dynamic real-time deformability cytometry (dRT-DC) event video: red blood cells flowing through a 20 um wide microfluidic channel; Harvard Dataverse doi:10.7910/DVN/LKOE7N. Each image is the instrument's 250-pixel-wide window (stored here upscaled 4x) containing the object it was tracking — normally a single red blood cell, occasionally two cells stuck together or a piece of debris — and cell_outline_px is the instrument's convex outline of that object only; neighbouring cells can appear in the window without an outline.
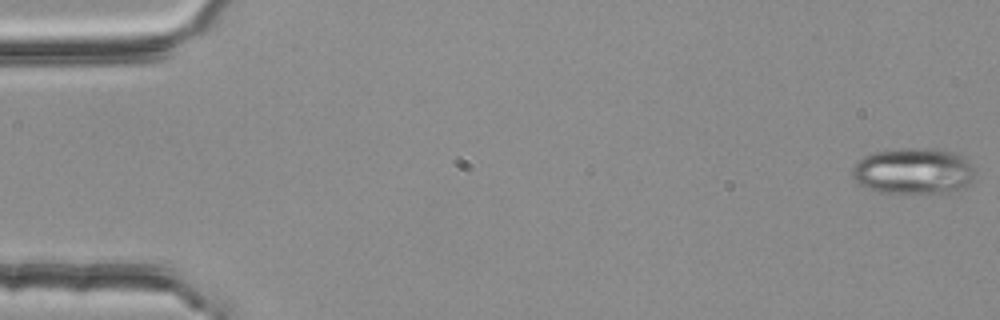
{"species": "common noctule bat (a hibernating species)", "species_latin": "Nyctalus noctula", "temperature_condition": "room temperature", "stored_images_in_passage": 5, "camera_frame_rate_fps": 3000, "um_per_image_px": 0.085, "animal": {"sex": "female", "body_mass_g": 25.1}, "frame": {"image": 1, "passage_image": 1, "time_ms": 0.0, "image_size_px": [1000, 320], "cell_outline_px": [[972, 180], [964, 188], [948, 192], [880, 192], [868, 188], [860, 184], [852, 176], [852, 168], [864, 156], [876, 152], [900, 148], [932, 148], [952, 152], [964, 156], [972, 168]], "centroid_in_image_um": [77.64, 14.52], "position_along_channel_um": 7.4, "area_um2": 32.54}}